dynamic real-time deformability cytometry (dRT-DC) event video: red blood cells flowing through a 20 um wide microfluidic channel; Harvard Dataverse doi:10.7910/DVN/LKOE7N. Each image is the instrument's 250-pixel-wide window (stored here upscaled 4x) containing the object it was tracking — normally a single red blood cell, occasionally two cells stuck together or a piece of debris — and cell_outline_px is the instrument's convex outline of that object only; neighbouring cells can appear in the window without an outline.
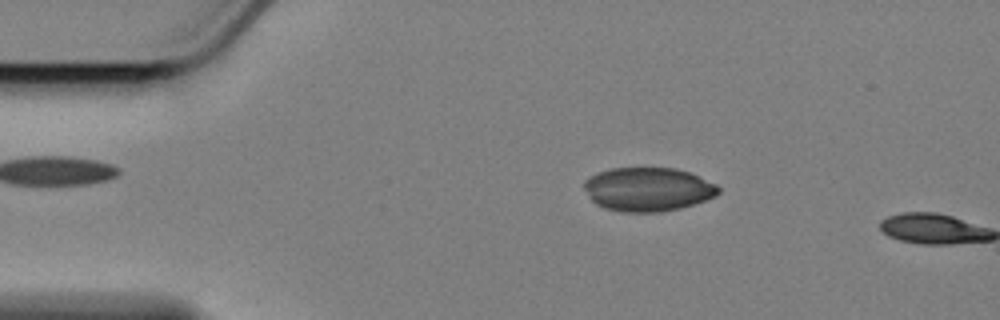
{"species": "Egyptian fruit bat (a non-hibernating species)", "species_latin": "Rousettus aegyptiacus", "temperature_condition": "cold", "stored_images_in_passage": 10, "camera_frame_rate_fps": 3000, "um_per_image_px": 0.085, "animal": {"sex": "female"}, "frame": {"image": 1, "passage_image": 9, "time_ms": 2.667, "image_size_px": [1000, 320], "cell_outline_px": [[720, 192], [716, 196], [680, 208], [660, 212], [624, 212], [604, 208], [596, 204], [588, 196], [584, 188], [584, 180], [600, 172], [612, 168], [676, 168], [688, 172], [716, 184], [720, 188]], "centroid_in_image_um": [55.07, 16.09], "position_along_channel_um": 29.9, "area_um2": 34.1}}